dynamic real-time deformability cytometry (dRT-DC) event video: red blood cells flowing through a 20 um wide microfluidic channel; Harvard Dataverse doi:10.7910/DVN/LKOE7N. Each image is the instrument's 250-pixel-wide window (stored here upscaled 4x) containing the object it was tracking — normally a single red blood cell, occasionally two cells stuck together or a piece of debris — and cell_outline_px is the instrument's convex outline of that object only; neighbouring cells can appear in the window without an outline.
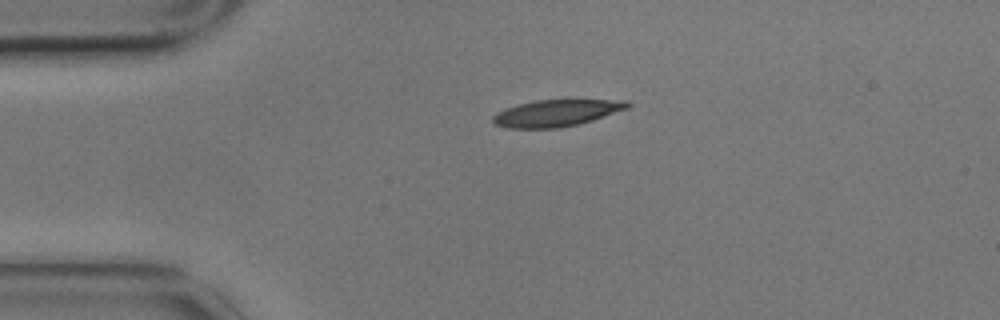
{"species": "common noctule bat (a hibernating species)", "species_latin": "Nyctalus noctula", "temperature_condition": "cold", "stored_images_in_passage": 3, "camera_frame_rate_fps": 3000, "um_per_image_px": 0.085, "animal": {"sex": "male", "body_mass_g": 17.9}, "frame": {"image": 1, "passage_image": 1, "time_ms": 0.0, "image_size_px": [1000, 320], "cell_outline_px": [[632, 104], [628, 108], [592, 120], [576, 124], [556, 128], [508, 128], [496, 124], [492, 120], [492, 116], [496, 112], [520, 104], [536, 100], [628, 100]], "centroid_in_image_um": [47.3, 9.6], "position_along_channel_um": 37.7, "area_um2": 20.63}}
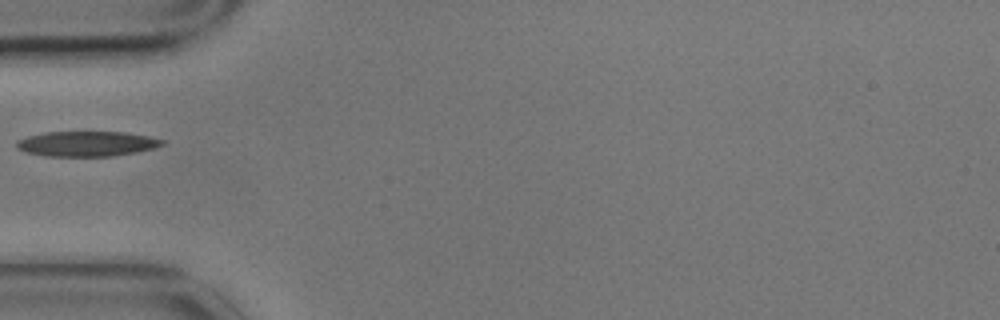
{"frame": {"image": 2, "passage_image": 3, "time_ms": 0.667, "image_size_px": [1000, 320], "cell_outline_px": [[164, 144], [156, 148], [136, 152], [112, 156], [44, 156], [24, 152], [16, 148], [16, 140], [28, 136], [44, 132], [124, 132], [148, 136], [164, 140]], "centroid_in_image_um": [7.35, 12.22], "position_along_channel_um": 77.7, "area_um2": 21.44}}